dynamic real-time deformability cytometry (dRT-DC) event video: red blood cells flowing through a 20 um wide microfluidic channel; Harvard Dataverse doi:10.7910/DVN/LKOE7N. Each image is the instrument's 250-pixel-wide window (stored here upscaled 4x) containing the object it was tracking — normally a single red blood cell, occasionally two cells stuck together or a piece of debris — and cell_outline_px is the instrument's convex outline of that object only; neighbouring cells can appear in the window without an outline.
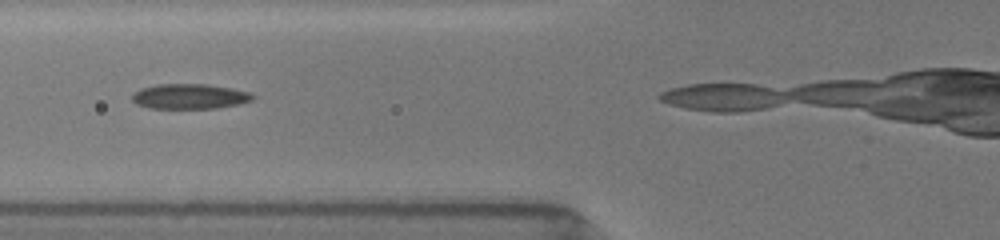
{"species": "common noctule bat (a hibernating species)", "species_latin": "Nyctalus noctula", "temperature_condition": "room temperature", "stored_images_in_passage": 4, "camera_frame_rate_fps": 3000, "um_per_image_px": 0.085, "animal": {"sex": "female", "body_mass_g": 19.5, "forearm_length_mm": 54.1}, "frame": {"image": 1, "passage_image": 3, "time_ms": 2.333, "image_size_px": [1000, 240], "cell_outline_px": [[256, 96], [252, 100], [236, 104], [216, 108], [152, 108], [136, 104], [132, 100], [132, 96], [140, 88], [156, 84], [204, 84], [232, 88], [248, 92]], "centroid_in_image_um": [16.1, 8.19], "position_along_channel_um": 109.7, "area_um2": 17.46}}